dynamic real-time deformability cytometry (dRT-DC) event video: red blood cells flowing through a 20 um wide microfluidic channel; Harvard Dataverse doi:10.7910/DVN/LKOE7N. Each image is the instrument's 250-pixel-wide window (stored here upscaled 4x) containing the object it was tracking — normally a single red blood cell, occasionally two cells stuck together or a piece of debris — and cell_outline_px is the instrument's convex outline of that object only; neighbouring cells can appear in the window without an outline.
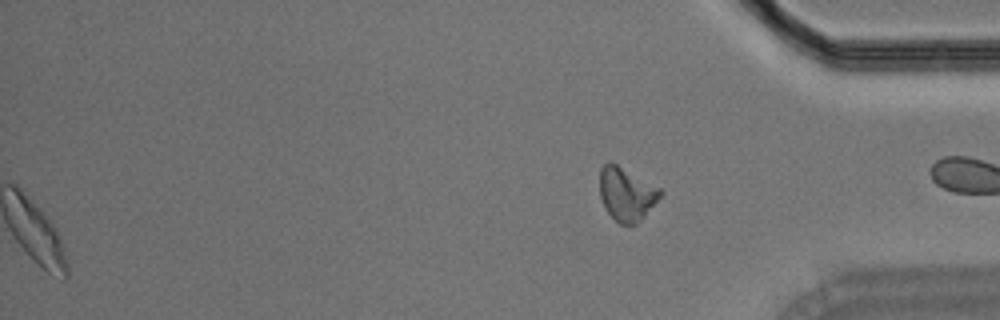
{"species": "Egyptian fruit bat (a non-hibernating species)", "species_latin": "Rousettus aegyptiacus", "temperature_condition": "room temperature", "stored_images_in_passage": 52, "segment_of_instrument_passage": [2, 2], "camera_frame_rate_fps": 3000, "um_per_image_px": 0.085, "animal": {"sex": "male"}, "frame": {"image": 1, "passage_image": 52, "time_ms": 17.0, "image_size_px": [1000, 320], "cell_outline_px": [[664, 192], [644, 216], [636, 224], [620, 224], [604, 208], [600, 196], [600, 168], [608, 160], [616, 164], [660, 188]], "centroid_in_image_um": [53.23, 16.48], "position_along_channel_um": 382.0, "area_um2": 18.61}}